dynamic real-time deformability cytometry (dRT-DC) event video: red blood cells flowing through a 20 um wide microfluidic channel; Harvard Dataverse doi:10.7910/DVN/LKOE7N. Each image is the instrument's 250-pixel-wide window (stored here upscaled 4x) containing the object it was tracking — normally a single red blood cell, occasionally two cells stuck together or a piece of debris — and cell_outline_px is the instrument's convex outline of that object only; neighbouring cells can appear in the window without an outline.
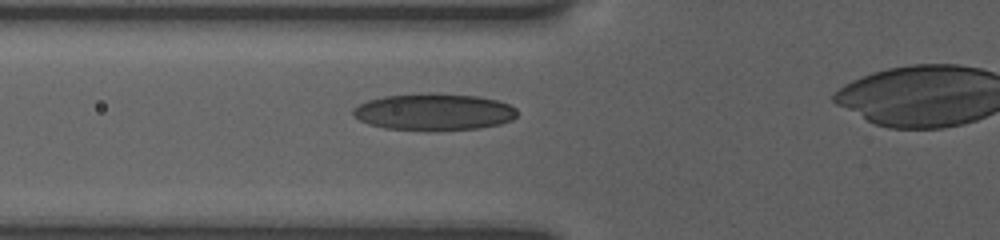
{"species": "human", "species_latin": "Homo sapiens", "temperature_condition": "room temperature", "stored_images_in_passage": 6, "camera_frame_rate_fps": 3000, "um_per_image_px": 0.085, "donor": {"sex": "female"}, "frame": {"image": 1, "passage_image": 6, "time_ms": 3.333, "image_size_px": [1000, 240], "cell_outline_px": [[516, 116], [512, 120], [500, 124], [480, 128], [384, 128], [368, 124], [352, 116], [352, 108], [368, 100], [384, 96], [420, 92], [432, 92], [476, 96], [496, 100], [508, 104], [516, 108]], "centroid_in_image_um": [36.85, 9.46], "position_along_channel_um": 88.9, "area_um2": 34.62}}